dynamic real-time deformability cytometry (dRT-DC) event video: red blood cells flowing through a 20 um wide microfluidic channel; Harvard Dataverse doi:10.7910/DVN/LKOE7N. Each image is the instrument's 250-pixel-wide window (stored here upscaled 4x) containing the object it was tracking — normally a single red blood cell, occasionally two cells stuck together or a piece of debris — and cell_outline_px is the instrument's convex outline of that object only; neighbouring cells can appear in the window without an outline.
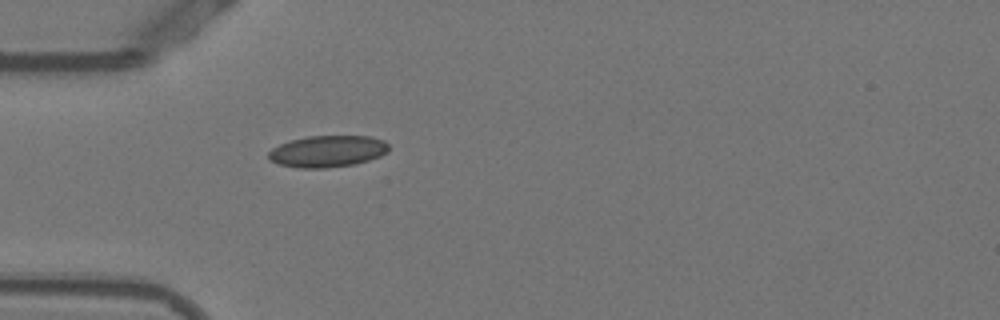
{"species": "Egyptian fruit bat (a non-hibernating species)", "species_latin": "Rousettus aegyptiacus", "temperature_condition": "warm", "stored_images_in_passage": 5, "camera_frame_rate_fps": 3000, "um_per_image_px": 0.085, "animal": {"sex": "female"}, "frame": {"image": 1, "passage_image": 1, "time_ms": 0.0, "image_size_px": [1000, 320], "cell_outline_px": [[388, 152], [380, 156], [356, 164], [324, 168], [300, 168], [280, 164], [268, 160], [268, 152], [272, 148], [280, 144], [292, 140], [308, 136], [368, 136], [384, 140], [388, 144]], "centroid_in_image_um": [27.84, 12.86], "position_along_channel_um": 57.2, "area_um2": 22.14}}
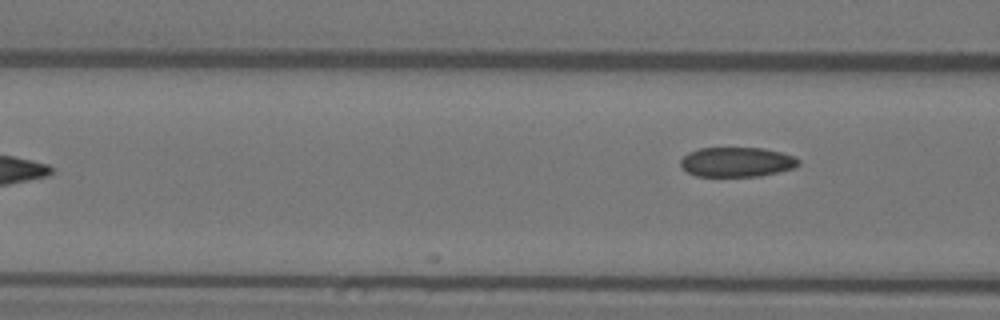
{"frame": {"image": 2, "passage_image": 5, "time_ms": 1.333, "image_size_px": [1000, 320], "cell_outline_px": [[800, 164], [792, 168], [780, 172], [760, 176], [696, 176], [688, 172], [680, 164], [680, 160], [688, 152], [700, 148], [764, 148], [796, 156], [800, 160]], "centroid_in_image_um": [62.66, 13.77], "position_along_channel_um": 103.9, "area_um2": 20.46}}